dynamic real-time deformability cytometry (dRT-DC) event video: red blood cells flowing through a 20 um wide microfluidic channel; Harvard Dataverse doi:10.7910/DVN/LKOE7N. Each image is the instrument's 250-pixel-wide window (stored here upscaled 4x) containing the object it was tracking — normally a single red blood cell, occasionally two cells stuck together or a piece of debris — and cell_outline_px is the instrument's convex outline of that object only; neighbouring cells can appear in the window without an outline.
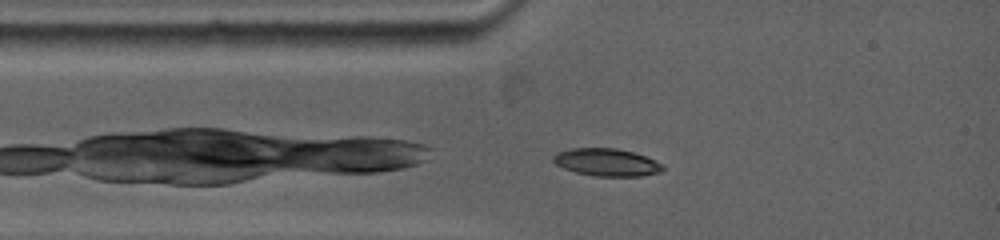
{"species": "common noctule bat (a hibernating species)", "species_latin": "Nyctalus noctula", "temperature_condition": "warm", "stored_images_in_passage": 41, "camera_frame_rate_fps": 5000, "um_per_image_px": 0.085, "animal": {"sex": "female", "body_mass_g": 19.0, "forearm_length_mm": 53.3}, "frame": {"image": 1, "passage_image": 3, "time_ms": 0.6, "image_size_px": [1000, 240], "cell_outline_px": [[664, 168], [660, 172], [640, 176], [592, 176], [576, 172], [564, 168], [556, 164], [552, 160], [552, 156], [556, 152], [572, 148], [616, 148], [632, 152], [644, 156], [664, 164]], "centroid_in_image_um": [51.54, 13.79], "position_along_channel_um": 33.5, "area_um2": 17.57}}
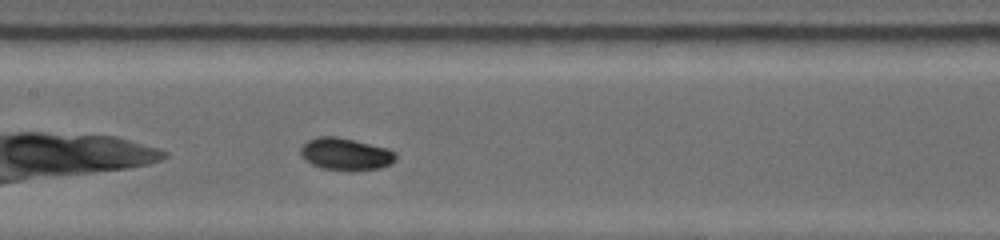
{"frame": {"image": 2, "passage_image": 19, "time_ms": 4.4, "image_size_px": [1000, 240], "cell_outline_px": [[396, 160], [392, 164], [380, 168], [352, 172], [320, 168], [304, 160], [300, 156], [300, 148], [308, 140], [320, 136], [336, 136], [388, 148], [396, 152]], "centroid_in_image_um": [29.39, 13.12], "position_along_channel_um": 178.0, "area_um2": 18.26}}
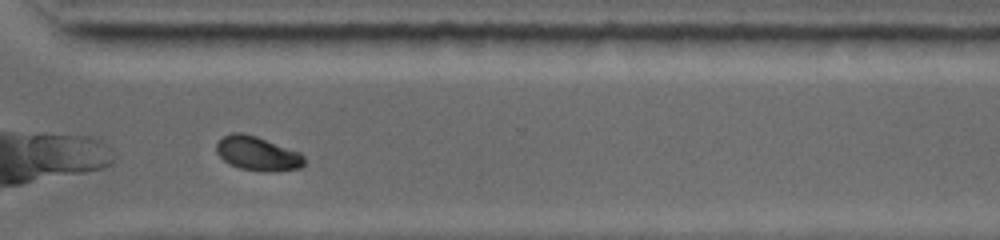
{"frame": {"image": 3, "passage_image": 37, "time_ms": 8.8, "image_size_px": [1000, 240], "cell_outline_px": [[304, 164], [300, 168], [272, 172], [268, 172], [240, 168], [228, 164], [216, 152], [216, 144], [224, 136], [232, 132], [240, 132], [256, 136], [300, 152], [304, 156]], "centroid_in_image_um": [21.89, 13.05], "position_along_channel_um": 348.7, "area_um2": 17.46}, "authors_computed_cell_mechanics": {"area_um2": 17.34, "velocity_mm_per_s": 3.8771, "shape_relaxation_time_tau1_ms": 4.006, "shape_relaxation_time_tau2_ms": null, "deformation_change_tau1": 0.1297, "deformation_change_tau2": null}}